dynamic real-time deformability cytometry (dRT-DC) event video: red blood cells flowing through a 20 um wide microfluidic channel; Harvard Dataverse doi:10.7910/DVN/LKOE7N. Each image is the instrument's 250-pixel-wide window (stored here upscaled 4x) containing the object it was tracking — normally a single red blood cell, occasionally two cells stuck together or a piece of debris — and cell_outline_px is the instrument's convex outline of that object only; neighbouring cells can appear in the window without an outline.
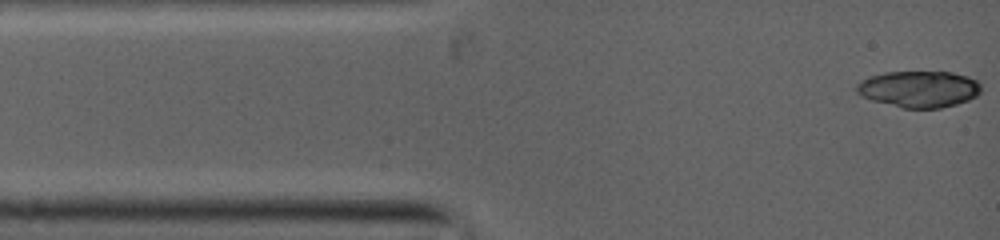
{"species": "common noctule bat (a hibernating species)", "species_latin": "Nyctalus noctula", "temperature_condition": "warm", "stored_images_in_passage": 12, "camera_frame_rate_fps": 5000, "um_per_image_px": 0.085, "animal": {"sex": "female", "body_mass_g": 19.0, "forearm_length_mm": 53.3}, "frame": {"image": 1, "passage_image": 1, "time_ms": 0.0, "image_size_px": [1000, 240], "cell_outline_px": [[980, 92], [976, 96], [968, 100], [956, 104], [940, 108], [904, 108], [872, 100], [860, 96], [856, 92], [856, 84], [860, 80], [868, 76], [884, 72], [952, 72], [968, 76], [976, 80], [980, 84]], "centroid_in_image_um": [78.08, 7.56], "position_along_channel_um": 6.9, "area_um2": 26.59}}